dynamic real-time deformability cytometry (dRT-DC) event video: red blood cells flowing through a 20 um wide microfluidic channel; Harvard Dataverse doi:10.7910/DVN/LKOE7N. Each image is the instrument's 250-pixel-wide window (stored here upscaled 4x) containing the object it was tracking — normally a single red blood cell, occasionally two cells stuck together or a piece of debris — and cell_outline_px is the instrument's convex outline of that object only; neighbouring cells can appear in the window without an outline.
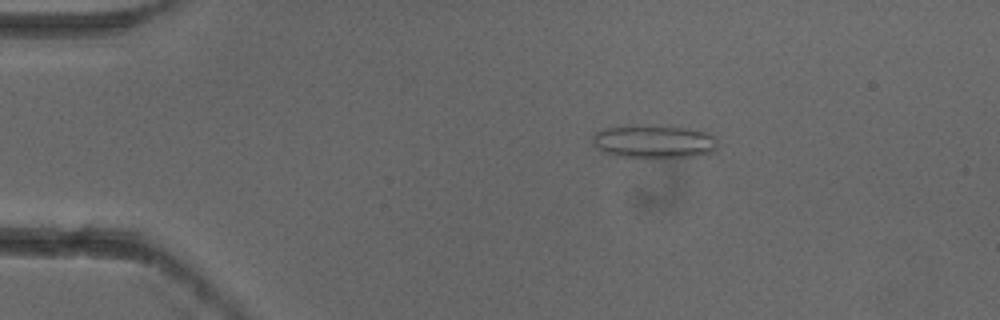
{"species": "common noctule bat (a hibernating species)", "species_latin": "Nyctalus noctula", "temperature_condition": "cold", "stored_images_in_passage": 6, "camera_frame_rate_fps": 3000, "um_per_image_px": 0.085, "animal": {"sex": "female"}, "frame": {"image": 1, "passage_image": 3, "time_ms": 0.667, "image_size_px": [1000, 320], "cell_outline_px": [[716, 148], [712, 152], [704, 156], [620, 156], [600, 152], [592, 144], [592, 136], [596, 132], [604, 128], [636, 124], [684, 128], [704, 132], [712, 136], [716, 140]], "centroid_in_image_um": [55.51, 12.01], "position_along_channel_um": 29.5, "area_um2": 23.99}}
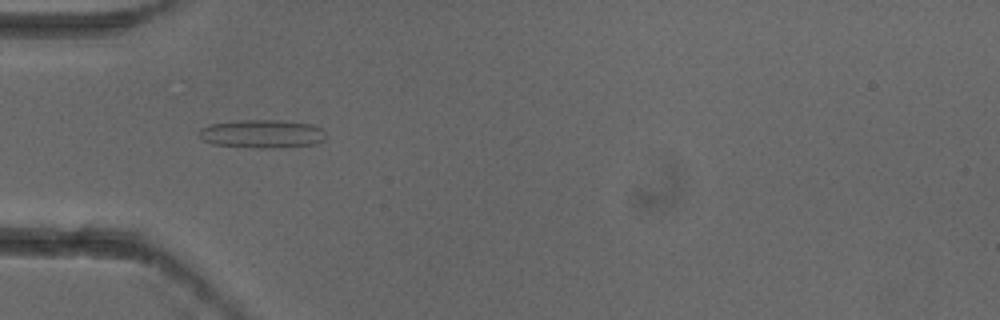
{"frame": {"image": 2, "passage_image": 5, "time_ms": 1.333, "image_size_px": [1000, 320], "cell_outline_px": [[324, 140], [316, 144], [284, 148], [252, 148], [212, 144], [204, 140], [200, 136], [200, 128], [208, 124], [236, 120], [276, 120], [312, 124], [320, 128], [324, 132]], "centroid_in_image_um": [22.27, 11.38], "position_along_channel_um": 62.7, "area_um2": 21.15}}